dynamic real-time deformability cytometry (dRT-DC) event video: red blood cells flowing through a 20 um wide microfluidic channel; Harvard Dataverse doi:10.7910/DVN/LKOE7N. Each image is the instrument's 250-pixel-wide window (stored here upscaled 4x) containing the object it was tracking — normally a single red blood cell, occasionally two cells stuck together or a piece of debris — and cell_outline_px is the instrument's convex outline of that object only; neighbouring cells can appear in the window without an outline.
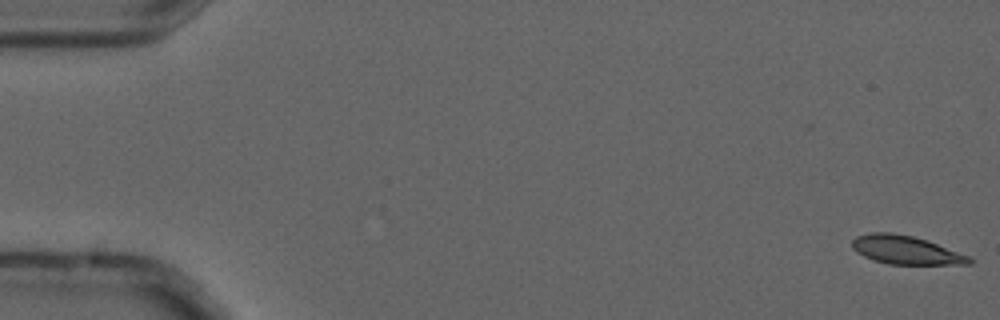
{"species": "common noctule bat (a hibernating species)", "species_latin": "Nyctalus noctula", "temperature_condition": "cold", "stored_images_in_passage": 4, "camera_frame_rate_fps": 3000, "um_per_image_px": 0.085, "animal": {"sex": "male", "forearm_length_mm": 52.5}, "frame": {"image": 1, "passage_image": 1, "time_ms": 0.0, "image_size_px": [1000, 320], "cell_outline_px": [[976, 260], [972, 264], [888, 264], [872, 260], [856, 252], [852, 248], [852, 240], [856, 236], [872, 232], [892, 232], [912, 236], [928, 240], [972, 256]], "centroid_in_image_um": [77.05, 21.25], "position_along_channel_um": 8.0, "area_um2": 19.83}}